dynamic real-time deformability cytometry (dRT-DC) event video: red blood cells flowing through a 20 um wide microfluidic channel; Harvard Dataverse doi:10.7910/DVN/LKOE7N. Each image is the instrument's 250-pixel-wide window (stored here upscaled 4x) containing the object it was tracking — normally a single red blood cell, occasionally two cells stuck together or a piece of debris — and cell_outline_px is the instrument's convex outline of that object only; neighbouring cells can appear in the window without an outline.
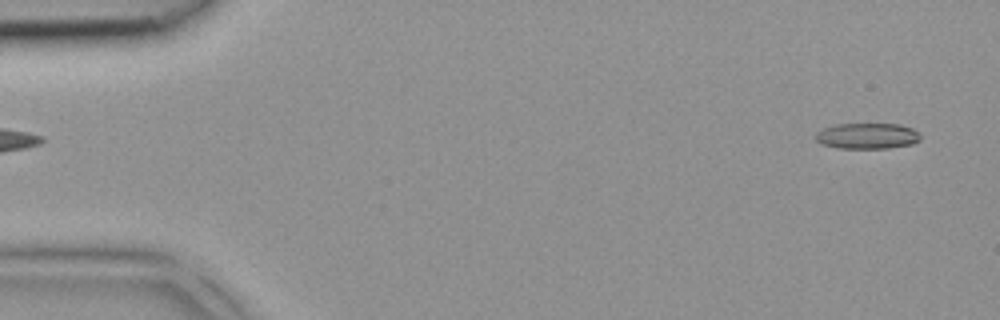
{"species": "common noctule bat (a hibernating species)", "species_latin": "Nyctalus noctula", "temperature_condition": "room temperature", "stored_images_in_passage": 5, "segment_of_instrument_passage": [2, 2], "camera_frame_rate_fps": 3000, "um_per_image_px": 0.085, "animal": {"sex": "female", "body_mass_g": 18.4}, "frame": {"image": 1, "passage_image": 5, "time_ms": 1.333, "image_size_px": [1000, 320], "cell_outline_px": [[920, 140], [912, 144], [888, 148], [836, 148], [820, 144], [816, 140], [816, 132], [824, 128], [836, 124], [900, 124], [912, 128], [920, 136]], "centroid_in_image_um": [73.69, 11.56], "position_along_channel_um": 11.3, "area_um2": 15.78}}